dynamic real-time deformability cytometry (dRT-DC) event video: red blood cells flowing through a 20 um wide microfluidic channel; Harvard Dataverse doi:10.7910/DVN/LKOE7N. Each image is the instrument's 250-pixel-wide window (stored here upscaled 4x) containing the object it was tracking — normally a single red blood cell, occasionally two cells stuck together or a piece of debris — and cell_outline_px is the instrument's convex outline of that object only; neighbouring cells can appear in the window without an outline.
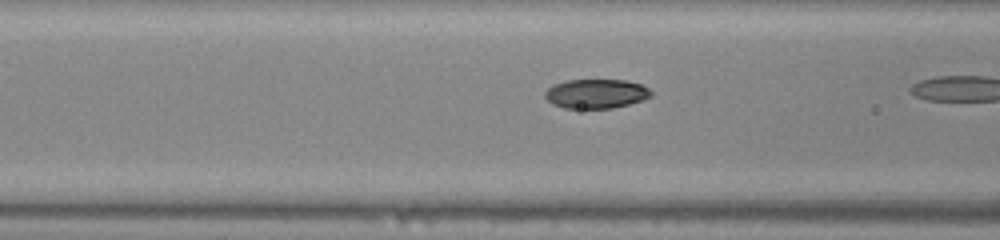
{"species": "common noctule bat (a hibernating species)", "species_latin": "Nyctalus noctula", "temperature_condition": "warm", "stored_images_in_passage": 17, "camera_frame_rate_fps": 3000, "um_per_image_px": 0.085, "animal": {"sex": "male", "body_mass_g": 20.0, "forearm_length_mm": 53.3}, "frame": {"image": 1, "passage_image": 15, "time_ms": 4.667, "image_size_px": [1000, 240], "cell_outline_px": [[652, 96], [644, 100], [612, 108], [564, 108], [552, 104], [544, 96], [544, 92], [552, 84], [564, 80], [628, 80], [640, 84], [648, 88], [652, 92]], "centroid_in_image_um": [50.65, 7.96], "position_along_channel_um": 115.9, "area_um2": 18.26}}